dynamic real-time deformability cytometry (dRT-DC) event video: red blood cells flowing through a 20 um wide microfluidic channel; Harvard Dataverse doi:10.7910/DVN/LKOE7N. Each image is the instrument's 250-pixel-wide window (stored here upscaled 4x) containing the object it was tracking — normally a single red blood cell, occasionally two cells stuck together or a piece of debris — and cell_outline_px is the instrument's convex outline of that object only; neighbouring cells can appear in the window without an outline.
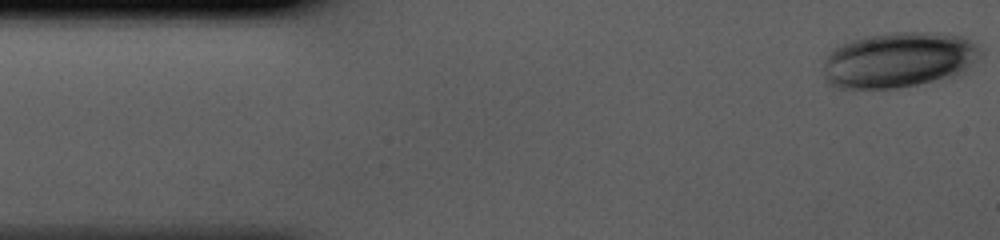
{"species": "human", "species_latin": "Homo sapiens", "temperature_condition": "cold", "stored_images_in_passage": 42, "camera_frame_rate_fps": 3000, "um_per_image_px": 0.085, "donor": {"sex": "male"}, "frame": {"image": 1, "passage_image": 1, "time_ms": 0.0, "image_size_px": [1000, 240], "cell_outline_px": [[984, 56], [964, 72], [956, 76], [896, 88], [836, 88], [828, 84], [824, 76], [824, 64], [828, 56], [836, 48], [852, 40], [864, 36], [888, 32], [940, 32], [960, 36], [984, 48]], "centroid_in_image_um": [76.48, 5.08], "position_along_channel_um": 8.5, "area_um2": 51.27}}
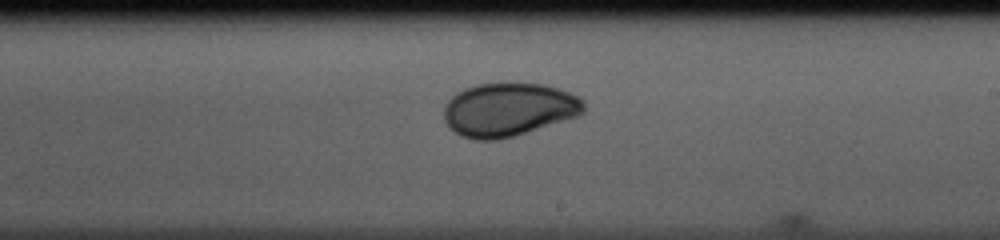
{"frame": {"image": 2, "passage_image": 24, "time_ms": 7.667, "image_size_px": [1000, 240], "cell_outline_px": [[584, 112], [580, 116], [512, 136], [496, 140], [476, 140], [460, 136], [444, 120], [444, 108], [448, 100], [452, 96], [464, 88], [480, 84], [544, 84], [560, 88], [580, 96], [584, 100]], "centroid_in_image_um": [43.27, 9.31], "position_along_channel_um": 245.7, "area_um2": 43.47}}
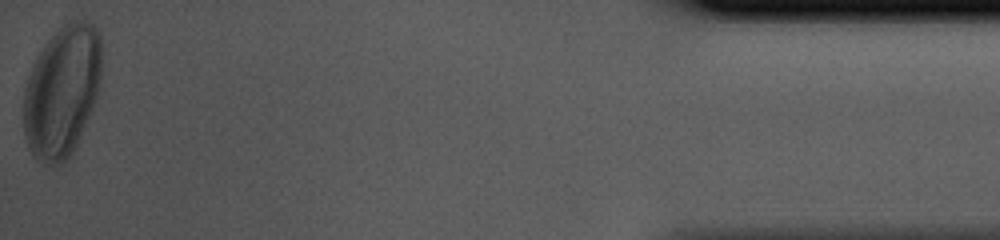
{"frame": {"image": 3, "passage_image": 42, "time_ms": 13.667, "image_size_px": [1000, 240], "cell_outline_px": [[100, 76], [96, 96], [92, 108], [76, 144], [68, 156], [60, 164], [44, 164], [36, 160], [32, 156], [28, 148], [24, 132], [24, 88], [28, 76], [44, 44], [64, 24], [72, 20], [80, 20], [92, 24], [96, 28], [100, 36]], "centroid_in_image_um": [5.24, 7.77], "position_along_channel_um": 430.0, "area_um2": 59.01}}